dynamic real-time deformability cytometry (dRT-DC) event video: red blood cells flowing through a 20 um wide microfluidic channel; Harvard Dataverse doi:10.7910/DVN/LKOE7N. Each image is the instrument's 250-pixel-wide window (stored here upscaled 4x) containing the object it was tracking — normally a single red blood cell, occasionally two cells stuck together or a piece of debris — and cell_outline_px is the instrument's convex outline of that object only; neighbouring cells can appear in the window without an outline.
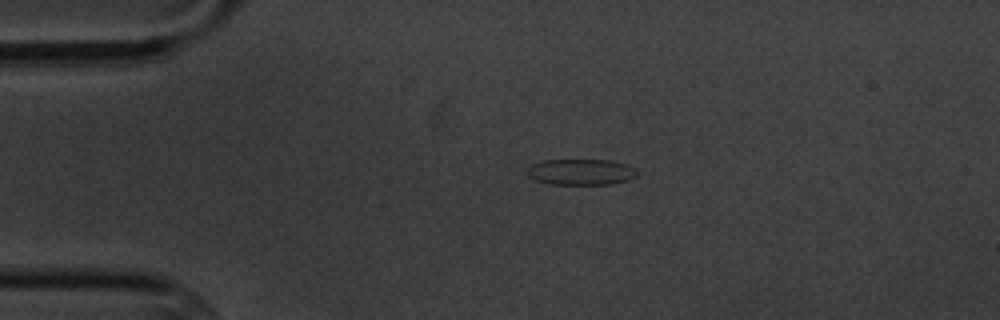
{"species": "common noctule bat (a hibernating species)", "species_latin": "Nyctalus noctula", "temperature_condition": "cold", "stored_images_in_passage": 5, "camera_frame_rate_fps": 3000, "um_per_image_px": 0.085, "animal": {"sex": "male", "body_mass_g": 20.1, "forearm_length_mm": 53.5}, "frame": {"image": 1, "passage_image": 3, "time_ms": 2.333, "image_size_px": [1000, 320], "cell_outline_px": [[636, 176], [628, 180], [612, 184], [548, 184], [536, 180], [528, 176], [524, 172], [524, 168], [540, 160], [612, 160], [628, 164], [636, 168]], "centroid_in_image_um": [49.33, 14.61], "position_along_channel_um": 35.7, "area_um2": 16.99}}
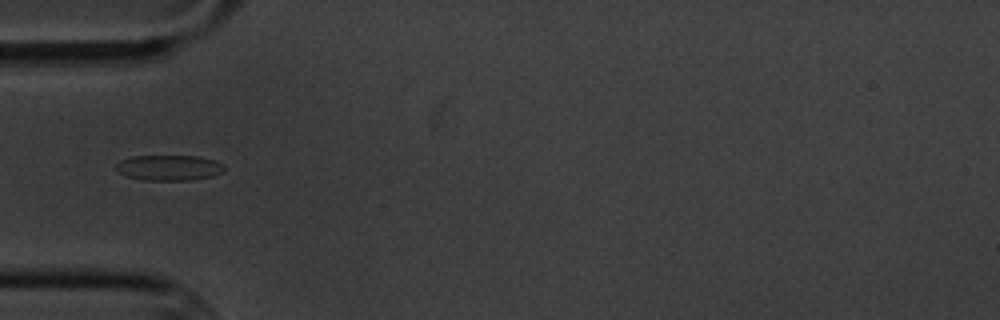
{"frame": {"image": 2, "passage_image": 5, "time_ms": 4.333, "image_size_px": [1000, 320], "cell_outline_px": [[224, 172], [212, 176], [192, 180], [140, 180], [124, 176], [116, 168], [116, 164], [120, 160], [132, 156], [200, 156], [216, 160], [224, 164]], "centroid_in_image_um": [14.38, 14.26], "position_along_channel_um": 70.6, "area_um2": 16.3}}